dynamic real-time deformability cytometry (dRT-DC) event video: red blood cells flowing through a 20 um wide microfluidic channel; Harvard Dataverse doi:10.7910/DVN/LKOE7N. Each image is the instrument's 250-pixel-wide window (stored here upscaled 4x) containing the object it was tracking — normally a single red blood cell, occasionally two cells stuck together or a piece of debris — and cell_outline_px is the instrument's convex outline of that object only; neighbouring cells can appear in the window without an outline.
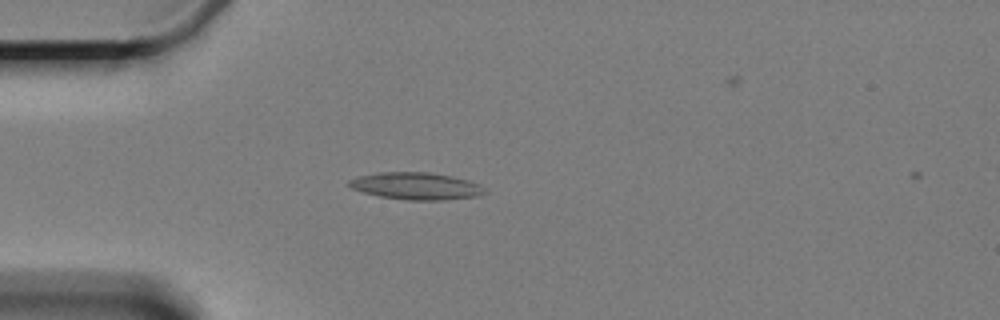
{"species": "Egyptian fruit bat (a non-hibernating species)", "species_latin": "Rousettus aegyptiacus", "temperature_condition": "cold", "stored_images_in_passage": 4, "camera_frame_rate_fps": 3000, "um_per_image_px": 0.085, "animal": {"sex": "female"}, "frame": {"image": 1, "passage_image": 4, "time_ms": 4.333, "image_size_px": [1000, 320], "cell_outline_px": [[488, 192], [480, 196], [444, 200], [408, 200], [380, 196], [364, 192], [352, 188], [344, 184], [348, 180], [360, 176], [380, 172], [428, 172], [452, 176], [468, 180], [480, 184]], "centroid_in_image_um": [35.4, 15.81], "position_along_channel_um": 49.6, "area_um2": 21.56}}